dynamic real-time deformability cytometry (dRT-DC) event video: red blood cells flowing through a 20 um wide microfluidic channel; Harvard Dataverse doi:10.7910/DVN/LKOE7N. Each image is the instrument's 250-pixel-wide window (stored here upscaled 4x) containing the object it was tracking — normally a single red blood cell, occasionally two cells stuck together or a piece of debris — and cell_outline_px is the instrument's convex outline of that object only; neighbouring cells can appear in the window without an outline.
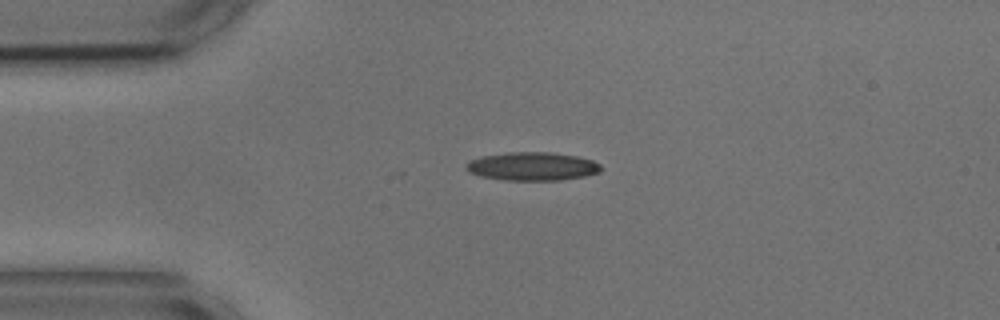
{"species": "common noctule bat (a hibernating species)", "species_latin": "Nyctalus noctula", "temperature_condition": "cold", "stored_images_in_passage": 31, "camera_frame_rate_fps": 3000, "um_per_image_px": 0.085, "animal": {"sex": "male", "body_mass_g": 17.9, "forearm_length_mm": 54.2}, "frame": {"image": 1, "passage_image": 1, "time_ms": 0.0, "image_size_px": [1000, 320], "cell_outline_px": [[600, 172], [584, 176], [560, 180], [504, 180], [480, 176], [468, 172], [464, 168], [464, 164], [472, 160], [484, 156], [508, 152], [552, 152], [576, 156], [592, 160], [600, 164]], "centroid_in_image_um": [45.22, 14.14], "position_along_channel_um": 39.8, "area_um2": 22.25}}
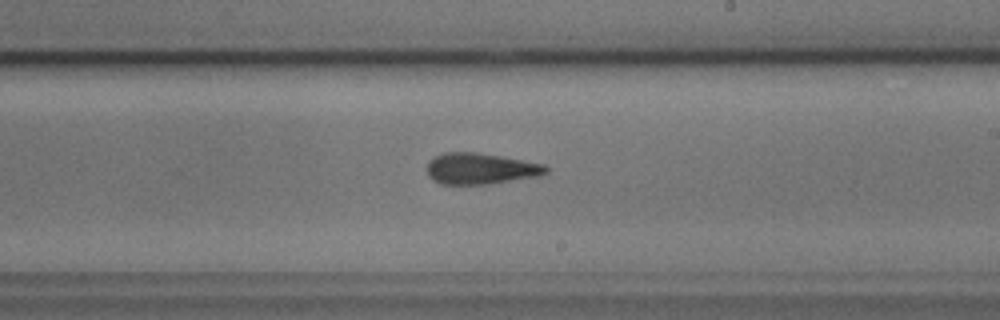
{"frame": {"image": 2, "passage_image": 20, "time_ms": 6.333, "image_size_px": [1000, 320], "cell_outline_px": [[548, 172], [540, 176], [488, 184], [440, 184], [432, 180], [428, 176], [428, 160], [444, 152], [476, 152], [500, 156], [544, 164], [548, 168]], "centroid_in_image_um": [40.84, 14.34], "position_along_channel_um": 248.2, "area_um2": 21.62}}
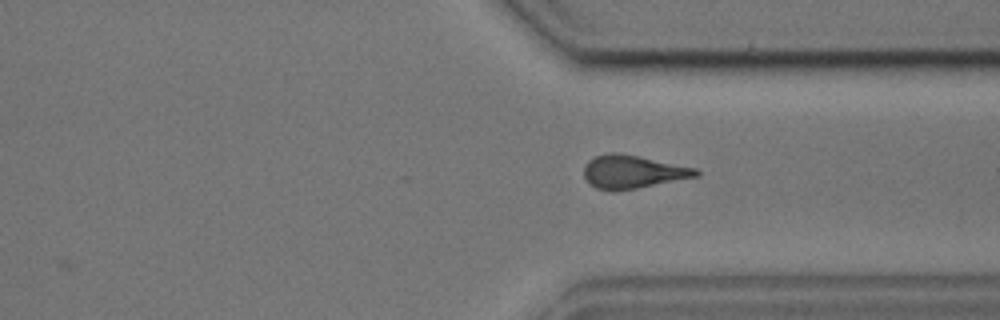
{"frame": {"image": 3, "passage_image": 29, "time_ms": 9.333, "image_size_px": [1000, 320], "cell_outline_px": [[700, 176], [636, 188], [596, 188], [584, 176], [584, 164], [588, 160], [596, 156], [608, 152], [616, 152], [696, 168], [700, 172]], "centroid_in_image_um": [53.81, 14.57], "position_along_channel_um": 357.6, "area_um2": 20.92}, "authors_computed_cell_mechanics": {"area_um2": 22.0218, "velocity_mm_per_s": 3.6552, "shape_relaxation_time_tau1_ms": 9.9863, "shape_relaxation_time_tau2_ms": 3.6344, "deformation_change_tau1": 0.2071, "deformation_change_tau2": 0.1354}}